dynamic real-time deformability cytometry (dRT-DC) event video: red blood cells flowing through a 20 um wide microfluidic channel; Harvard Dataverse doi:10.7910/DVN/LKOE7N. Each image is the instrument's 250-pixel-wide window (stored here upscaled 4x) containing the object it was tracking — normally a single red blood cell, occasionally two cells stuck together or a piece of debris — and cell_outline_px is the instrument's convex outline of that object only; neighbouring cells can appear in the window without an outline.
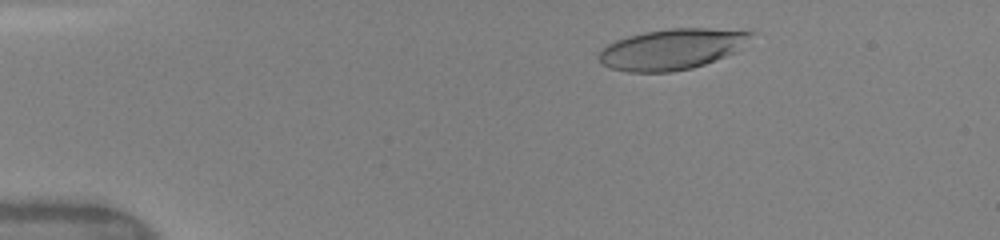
{"species": "human", "species_latin": "Homo sapiens", "temperature_condition": "warm", "stored_images_in_passage": 30, "camera_frame_rate_fps": 3000, "um_per_image_px": 0.085, "donor": {"sex": "female"}, "frame": {"image": 1, "passage_image": 10, "time_ms": 2.0, "image_size_px": [1000, 240], "cell_outline_px": [[756, 32], [736, 52], [704, 64], [692, 68], [672, 72], [628, 72], [608, 68], [600, 64], [596, 56], [608, 44], [616, 40], [628, 36], [644, 32], [668, 28], [708, 28]], "centroid_in_image_um": [57.06, 4.19], "position_along_channel_um": 27.9, "area_um2": 36.18}}
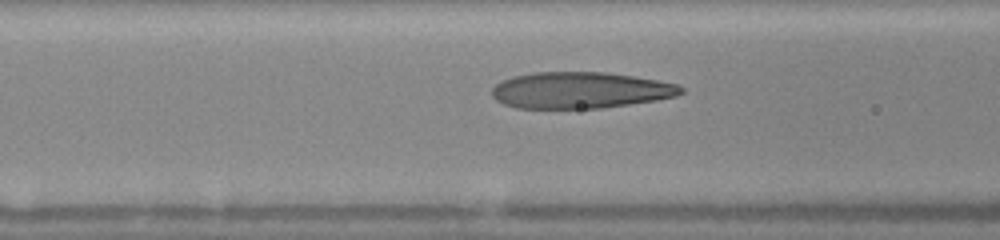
{"frame": {"image": 2, "passage_image": 23, "time_ms": 6.0, "image_size_px": [1000, 240], "cell_outline_px": [[684, 92], [676, 96], [656, 100], [600, 108], [516, 108], [504, 104], [496, 100], [492, 96], [492, 88], [500, 80], [512, 76], [532, 72], [608, 72], [656, 80], [676, 84], [684, 88]], "centroid_in_image_um": [49.28, 7.66], "position_along_channel_um": 117.3, "area_um2": 40.11}}
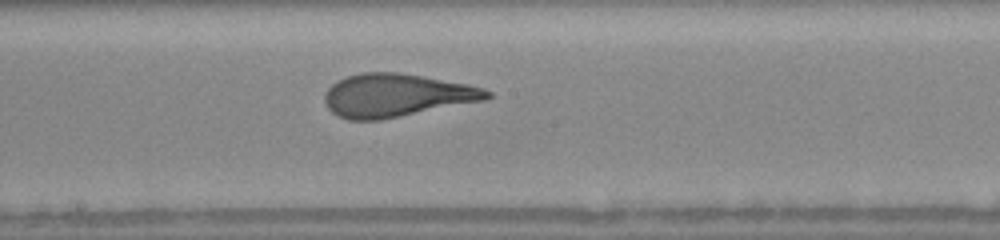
{"frame": {"image": 3, "passage_image": 30, "time_ms": 8.333, "image_size_px": [1000, 240], "cell_outline_px": [[492, 96], [484, 100], [380, 120], [348, 120], [336, 116], [328, 108], [324, 100], [324, 96], [328, 88], [336, 80], [360, 72], [396, 72], [468, 84], [484, 88], [492, 92]], "centroid_in_image_um": [33.66, 8.1], "position_along_channel_um": 214.5, "area_um2": 40.63}}